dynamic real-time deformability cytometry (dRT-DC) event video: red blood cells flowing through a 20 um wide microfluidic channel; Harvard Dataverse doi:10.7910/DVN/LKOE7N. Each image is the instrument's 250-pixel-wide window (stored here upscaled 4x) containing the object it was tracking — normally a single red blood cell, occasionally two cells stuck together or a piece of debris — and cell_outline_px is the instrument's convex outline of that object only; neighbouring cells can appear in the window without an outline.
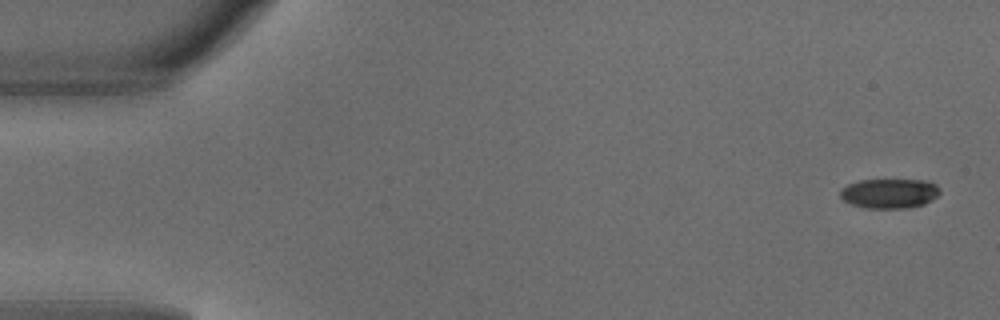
{"species": "common noctule bat (a hibernating species)", "species_latin": "Nyctalus noctula", "temperature_condition": "warm", "stored_images_in_passage": 6, "camera_frame_rate_fps": 3000, "um_per_image_px": 0.085, "animal": {"sex": "male", "body_mass_g": 18.8}, "frame": {"image": 1, "passage_image": 1, "time_ms": 0.0, "image_size_px": [1000, 320], "cell_outline_px": [[940, 192], [936, 196], [924, 204], [904, 208], [864, 208], [852, 204], [844, 200], [840, 196], [840, 188], [848, 184], [860, 180], [928, 180], [936, 184], [940, 188]], "centroid_in_image_um": [75.59, 16.43], "position_along_channel_um": 9.4, "area_um2": 17.22}}
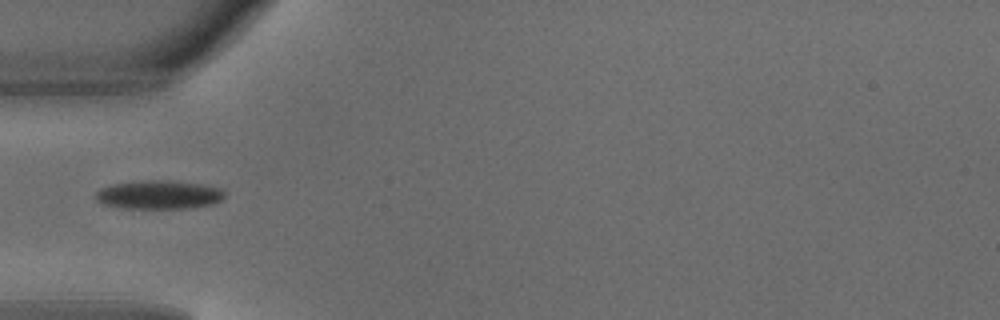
{"frame": {"image": 2, "passage_image": 5, "time_ms": 1.333, "image_size_px": [1000, 320], "cell_outline_px": [[224, 196], [220, 200], [212, 204], [192, 208], [124, 208], [104, 204], [96, 200], [96, 192], [100, 188], [112, 184], [144, 180], [164, 180], [200, 184], [220, 188], [224, 192]], "centroid_in_image_um": [13.49, 16.55], "position_along_channel_um": 71.5, "area_um2": 21.39}}
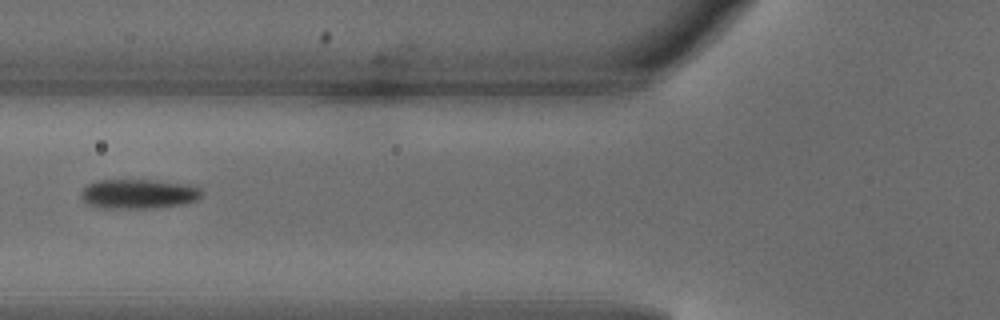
{"frame": {"image": 3, "passage_image": 6, "time_ms": 1.667, "image_size_px": [1000, 320], "cell_outline_px": [[204, 192], [196, 200], [180, 204], [152, 208], [104, 208], [88, 204], [80, 196], [80, 192], [88, 184], [96, 180], [152, 180], [188, 184], [200, 188]], "centroid_in_image_um": [11.76, 16.47], "position_along_channel_um": 114.0, "area_um2": 20.69}}